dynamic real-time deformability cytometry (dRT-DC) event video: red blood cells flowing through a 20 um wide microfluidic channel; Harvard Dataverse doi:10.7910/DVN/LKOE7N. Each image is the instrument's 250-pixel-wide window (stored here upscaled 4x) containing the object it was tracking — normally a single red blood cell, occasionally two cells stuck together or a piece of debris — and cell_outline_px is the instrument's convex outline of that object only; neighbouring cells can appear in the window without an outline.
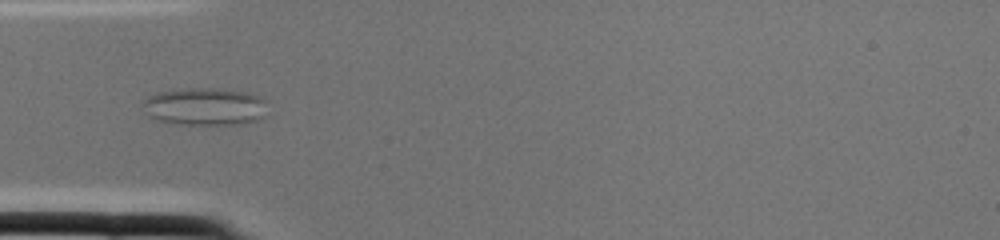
{"species": "common noctule bat (a hibernating species)", "species_latin": "Nyctalus noctula", "temperature_condition": "cold", "stored_images_in_passage": 2, "camera_frame_rate_fps": 3000, "um_per_image_px": 0.085, "animal": {"sex": "female", "body_mass_g": 22.0, "forearm_length_mm": 56.7}, "frame": {"image": 1, "passage_image": 2, "time_ms": 0.333, "image_size_px": [1000, 240], "cell_outline_px": [[264, 116], [256, 120], [244, 124], [180, 124], [160, 120], [148, 116], [144, 112], [144, 100], [148, 96], [156, 92], [184, 88], [220, 88], [244, 92], [260, 96], [264, 100]], "centroid_in_image_um": [17.39, 9.04], "position_along_channel_um": 67.6, "area_um2": 27.22}}